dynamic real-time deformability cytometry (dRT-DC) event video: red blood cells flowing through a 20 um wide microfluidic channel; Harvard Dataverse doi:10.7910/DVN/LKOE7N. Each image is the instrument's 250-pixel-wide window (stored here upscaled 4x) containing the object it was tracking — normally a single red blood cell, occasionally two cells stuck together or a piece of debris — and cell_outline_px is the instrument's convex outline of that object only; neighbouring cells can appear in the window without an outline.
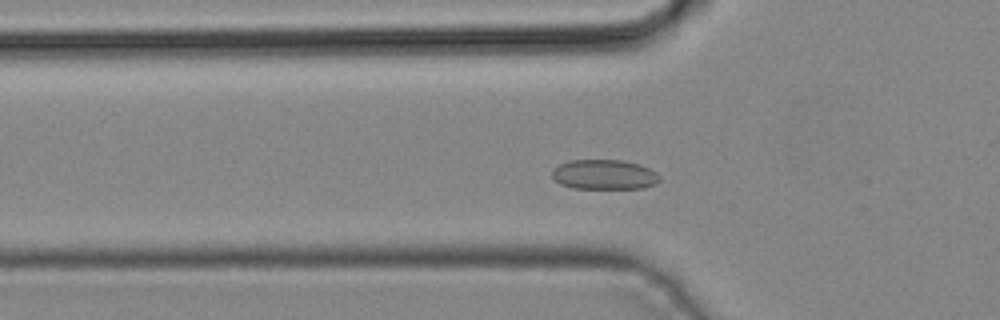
{"species": "common noctule bat (a hibernating species)", "species_latin": "Nyctalus noctula", "temperature_condition": "cold", "stored_images_in_passage": 41, "camera_frame_rate_fps": 3000, "um_per_image_px": 0.085, "animal": {"sex": "male", "body_mass_g": 19.2, "forearm_length_mm": 51.8}, "frame": {"image": 1, "passage_image": 12, "time_ms": 3.667, "image_size_px": [1000, 320], "cell_outline_px": [[660, 180], [656, 184], [644, 188], [572, 188], [560, 184], [552, 176], [552, 168], [568, 160], [624, 160], [640, 164], [656, 172], [660, 176]], "centroid_in_image_um": [51.37, 14.83], "position_along_channel_um": 74.4, "area_um2": 18.84}}
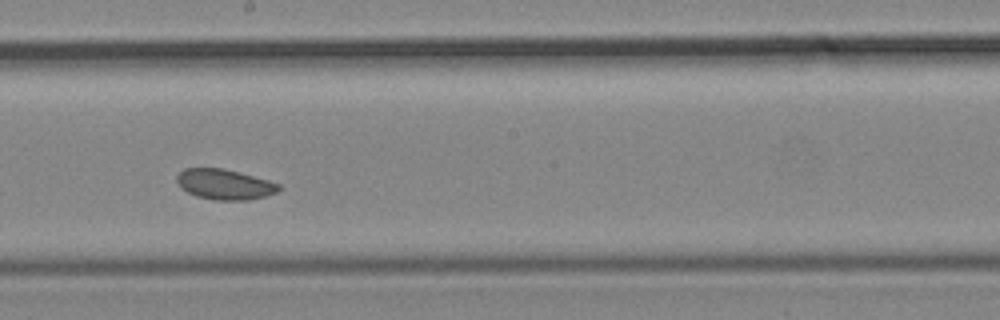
{"frame": {"image": 2, "passage_image": 22, "time_ms": 7.0, "image_size_px": [1000, 320], "cell_outline_px": [[280, 188], [276, 192], [264, 196], [248, 200], [216, 200], [196, 196], [180, 188], [176, 180], [176, 176], [184, 168], [224, 168], [240, 172], [268, 180], [280, 184]], "centroid_in_image_um": [19.06, 15.66], "position_along_channel_um": 229.1, "area_um2": 18.03}}
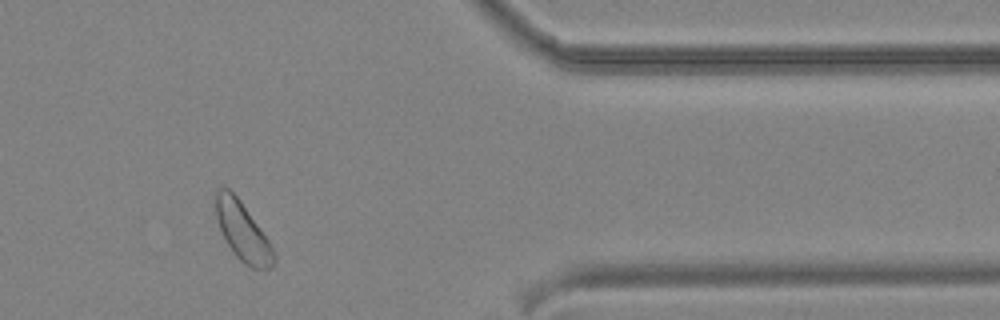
{"frame": {"image": 3, "passage_image": 34, "time_ms": 11.0, "image_size_px": [1000, 320], "cell_outline_px": [[276, 260], [272, 268], [252, 268], [244, 264], [232, 252], [220, 228], [216, 216], [216, 192], [220, 188], [228, 188], [240, 200], [268, 240], [276, 256]], "centroid_in_image_um": [20.64, 19.71], "position_along_channel_um": 390.8, "area_um2": 19.31}}